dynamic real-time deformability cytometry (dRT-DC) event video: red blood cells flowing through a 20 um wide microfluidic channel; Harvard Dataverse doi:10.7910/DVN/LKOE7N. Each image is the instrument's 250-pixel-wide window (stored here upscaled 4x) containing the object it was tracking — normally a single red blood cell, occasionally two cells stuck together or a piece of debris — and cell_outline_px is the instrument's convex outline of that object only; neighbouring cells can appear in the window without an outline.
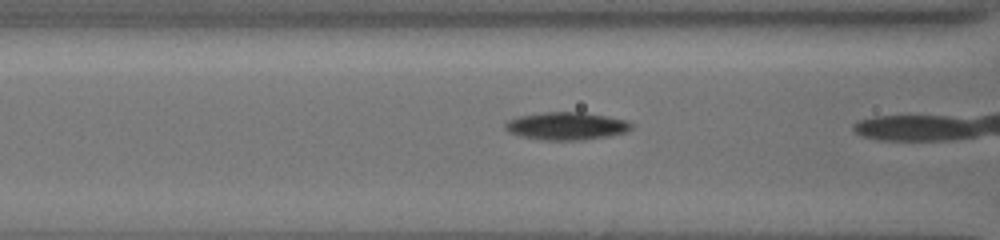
{"species": "common noctule bat (a hibernating species)", "species_latin": "Nyctalus noctula", "temperature_condition": "cold", "stored_images_in_passage": 4, "camera_frame_rate_fps": 3000, "um_per_image_px": 0.085, "animal": {"sex": "female", "body_mass_g": 19.5, "forearm_length_mm": 54.1}, "frame": {"image": 1, "passage_image": 3, "time_ms": 1.0, "image_size_px": [1000, 240], "cell_outline_px": [[632, 128], [624, 132], [608, 136], [584, 140], [540, 140], [520, 136], [508, 132], [504, 128], [504, 124], [508, 120], [520, 116], [544, 112], [584, 112], [624, 120], [632, 124]], "centroid_in_image_um": [48.09, 10.72], "position_along_channel_um": 118.5, "area_um2": 20.29}}